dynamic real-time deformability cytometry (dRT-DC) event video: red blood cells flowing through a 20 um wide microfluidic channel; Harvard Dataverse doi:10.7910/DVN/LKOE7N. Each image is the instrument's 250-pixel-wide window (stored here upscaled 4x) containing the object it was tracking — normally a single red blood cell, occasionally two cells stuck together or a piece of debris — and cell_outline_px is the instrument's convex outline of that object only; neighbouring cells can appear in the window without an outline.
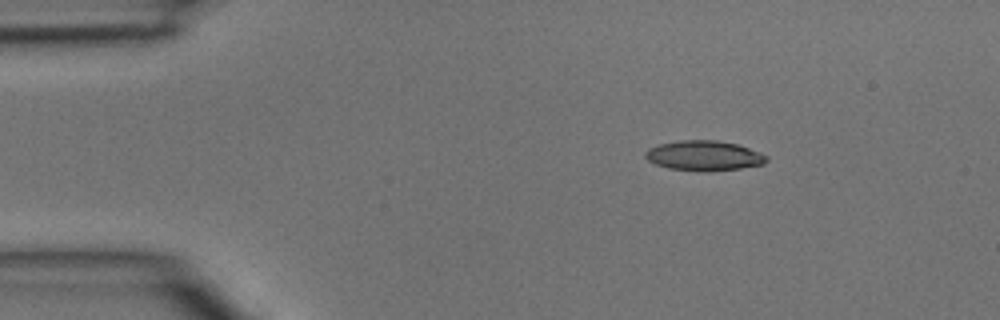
{"species": "common noctule bat (a hibernating species)", "species_latin": "Nyctalus noctula", "temperature_condition": "room temperature", "stored_images_in_passage": 4, "camera_frame_rate_fps": 3000, "um_per_image_px": 0.085, "animal": {"sex": "male", "body_mass_g": 15.6}, "frame": {"image": 1, "passage_image": 1, "time_ms": 0.0, "image_size_px": [1000, 320], "cell_outline_px": [[768, 160], [764, 164], [740, 168], [712, 172], [704, 172], [668, 168], [656, 164], [648, 160], [644, 156], [644, 152], [648, 148], [656, 144], [680, 140], [716, 140], [736, 144], [748, 148], [768, 156]], "centroid_in_image_um": [59.81, 13.24], "position_along_channel_um": 25.2, "area_um2": 21.39}}
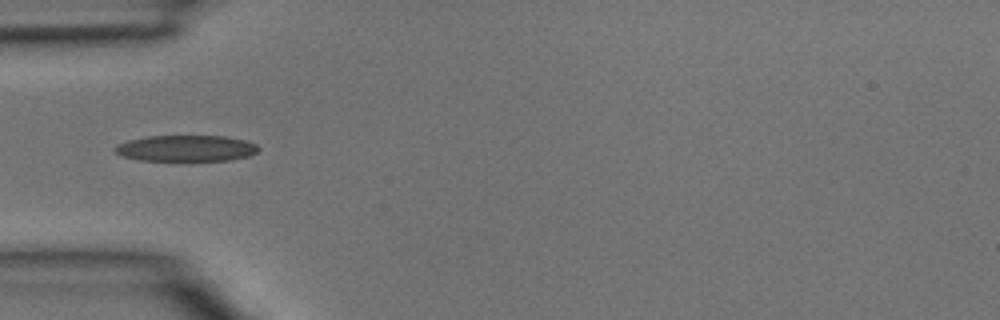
{"frame": {"image": 2, "passage_image": 3, "time_ms": 0.667, "image_size_px": [1000, 320], "cell_outline_px": [[260, 148], [252, 156], [228, 160], [140, 160], [120, 156], [112, 148], [116, 144], [128, 140], [148, 136], [224, 136], [244, 140], [256, 144]], "centroid_in_image_um": [15.8, 12.6], "position_along_channel_um": 69.2, "area_um2": 21.91}}